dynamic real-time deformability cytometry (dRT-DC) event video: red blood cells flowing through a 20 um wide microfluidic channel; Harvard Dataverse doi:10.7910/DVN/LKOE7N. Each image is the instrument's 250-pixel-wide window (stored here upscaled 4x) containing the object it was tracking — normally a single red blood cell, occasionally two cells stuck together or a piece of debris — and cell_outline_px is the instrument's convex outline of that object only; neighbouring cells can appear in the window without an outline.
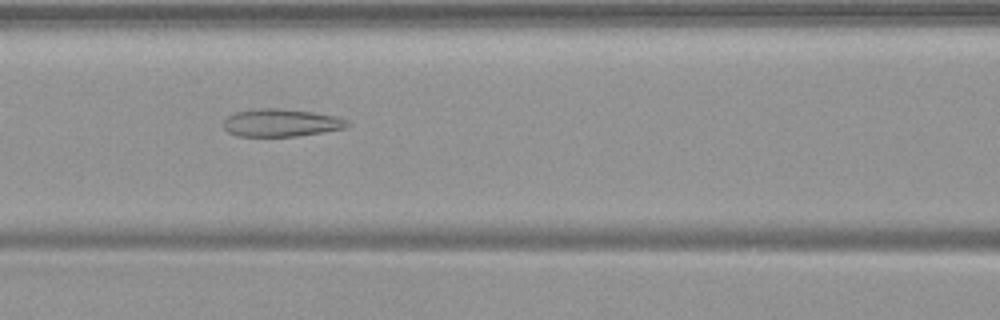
{"species": "common noctule bat (a hibernating species)", "species_latin": "Nyctalus noctula", "temperature_condition": "warm", "stored_images_in_passage": 54, "camera_frame_rate_fps": 3000, "um_per_image_px": 0.085, "animal": {"sex": "female", "body_mass_g": 19.9}, "frame": {"image": 1, "passage_image": 24, "time_ms": 7.667, "image_size_px": [1000, 320], "cell_outline_px": [[352, 124], [344, 128], [296, 136], [236, 136], [228, 132], [224, 128], [224, 120], [228, 116], [236, 112], [256, 108], [280, 108], [312, 112], [336, 116], [348, 120]], "centroid_in_image_um": [23.89, 10.43], "position_along_channel_um": 142.7, "area_um2": 19.94}}
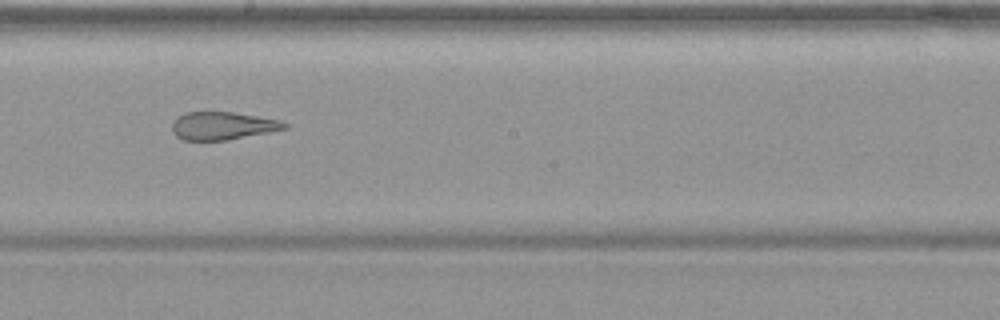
{"frame": {"image": 2, "passage_image": 31, "time_ms": 10.0, "image_size_px": [1000, 320], "cell_outline_px": [[288, 128], [268, 132], [224, 140], [184, 140], [176, 136], [172, 132], [172, 124], [184, 112], [232, 112], [280, 120], [288, 124]], "centroid_in_image_um": [18.91, 10.69], "position_along_channel_um": 229.3, "area_um2": 17.98}}
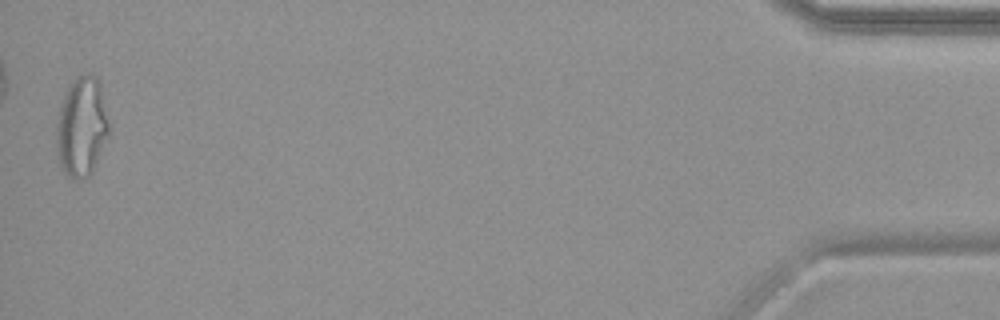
{"frame": {"image": 3, "passage_image": 54, "time_ms": 17.667, "image_size_px": [1000, 320], "cell_outline_px": [[112, 128], [92, 172], [88, 176], [76, 180], [72, 180], [64, 172], [60, 164], [56, 152], [56, 128], [60, 104], [68, 84], [72, 80], [88, 72], [92, 72], [100, 80]], "centroid_in_image_um": [6.97, 10.74], "position_along_channel_um": 428.2, "area_um2": 31.5}, "authors_computed_cell_mechanics": {"area_um2": 25.7499, "velocity_mm_per_s": 3.7248, "shape_relaxation_time_tau1_ms": null, "shape_relaxation_time_tau2_ms": 2.0168, "deformation_change_tau1": null, "deformation_change_tau2": 0.1273}}